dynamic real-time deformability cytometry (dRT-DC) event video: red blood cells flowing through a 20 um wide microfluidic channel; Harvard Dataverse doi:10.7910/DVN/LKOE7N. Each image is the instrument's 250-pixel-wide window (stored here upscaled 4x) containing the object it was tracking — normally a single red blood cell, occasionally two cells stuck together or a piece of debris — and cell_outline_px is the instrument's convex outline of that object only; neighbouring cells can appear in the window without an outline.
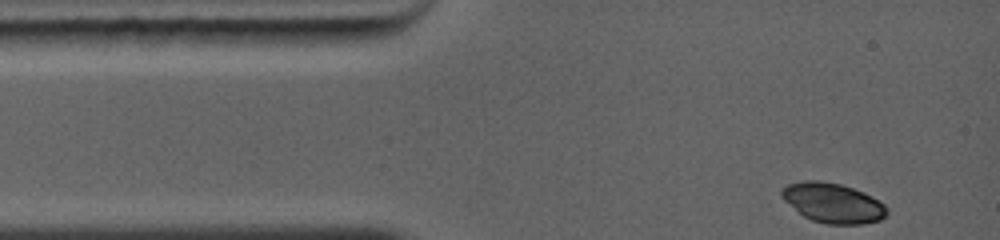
{"species": "common noctule bat (a hibernating species)", "species_latin": "Nyctalus noctula", "temperature_condition": "warm", "stored_images_in_passage": 11, "camera_frame_rate_fps": 5000, "um_per_image_px": 0.085, "animal": {"sex": "female", "body_mass_g": 19.0, "forearm_length_mm": 56.7}, "frame": {"image": 1, "passage_image": 1, "time_ms": 0.0, "image_size_px": [1000, 240], "cell_outline_px": [[888, 212], [880, 220], [864, 224], [828, 224], [812, 220], [804, 216], [784, 200], [780, 196], [780, 188], [788, 184], [804, 180], [820, 180], [840, 184], [864, 192], [872, 196], [884, 204], [888, 208]], "centroid_in_image_um": [70.79, 17.24], "position_along_channel_um": 14.2, "area_um2": 24.45}}
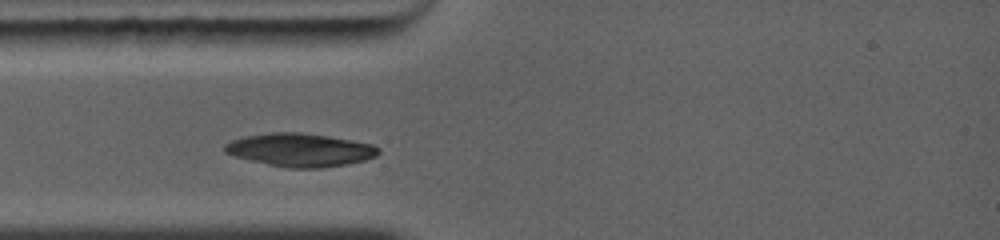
{"frame": {"image": 2, "passage_image": 8, "time_ms": 2.2, "image_size_px": [1000, 240], "cell_outline_px": [[380, 152], [376, 156], [364, 160], [348, 164], [320, 168], [288, 168], [268, 164], [232, 156], [224, 152], [224, 144], [232, 140], [244, 136], [272, 132], [300, 132], [328, 136], [352, 140], [372, 144], [380, 148]], "centroid_in_image_um": [25.5, 12.74], "position_along_channel_um": 59.5, "area_um2": 29.82}}
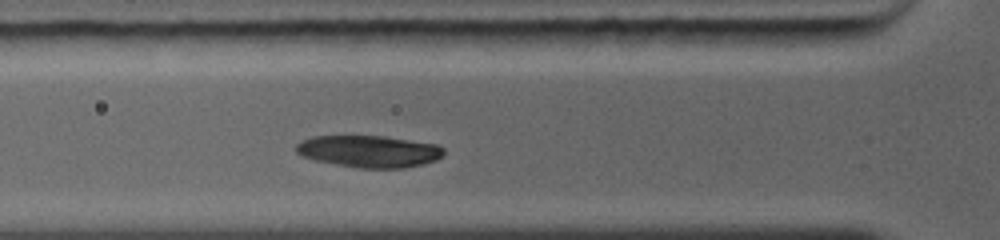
{"frame": {"image": 3, "passage_image": 11, "time_ms": 3.0, "image_size_px": [1000, 240], "cell_outline_px": [[444, 152], [436, 160], [424, 164], [404, 168], [360, 168], [336, 164], [316, 160], [300, 156], [296, 152], [296, 144], [300, 140], [312, 136], [384, 136], [440, 144], [444, 148]], "centroid_in_image_um": [31.37, 12.86], "position_along_channel_um": 94.4, "area_um2": 27.69}}